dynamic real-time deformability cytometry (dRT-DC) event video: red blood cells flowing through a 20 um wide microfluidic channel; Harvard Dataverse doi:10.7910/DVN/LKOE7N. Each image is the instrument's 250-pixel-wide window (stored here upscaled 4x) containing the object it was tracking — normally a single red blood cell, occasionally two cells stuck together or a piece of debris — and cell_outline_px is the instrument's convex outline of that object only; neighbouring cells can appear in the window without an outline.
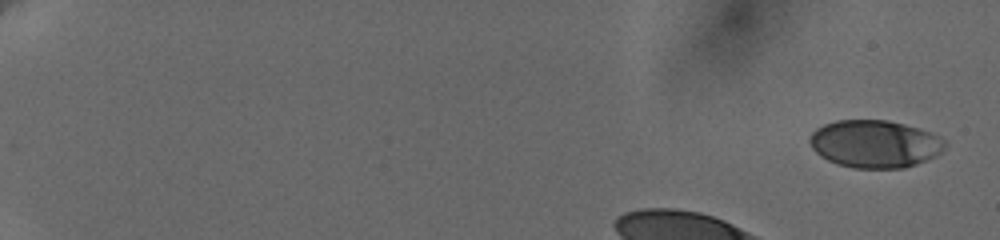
{"species": "human", "species_latin": "Homo sapiens", "temperature_condition": "cold", "stored_images_in_passage": 7, "segment_of_instrument_passage": [1, 2], "camera_frame_rate_fps": 3000, "um_per_image_px": 0.085, "donor": {"sex": "female"}, "frame": {"image": 1, "passage_image": 1, "time_ms": 0.0, "image_size_px": [1000, 240], "cell_outline_px": [[944, 152], [936, 156], [916, 164], [904, 168], [856, 168], [836, 164], [820, 156], [812, 148], [808, 140], [812, 132], [816, 128], [824, 124], [836, 120], [888, 120], [904, 124], [928, 132], [944, 140]], "centroid_in_image_um": [74.32, 12.23], "position_along_channel_um": 10.7, "area_um2": 37.45}}
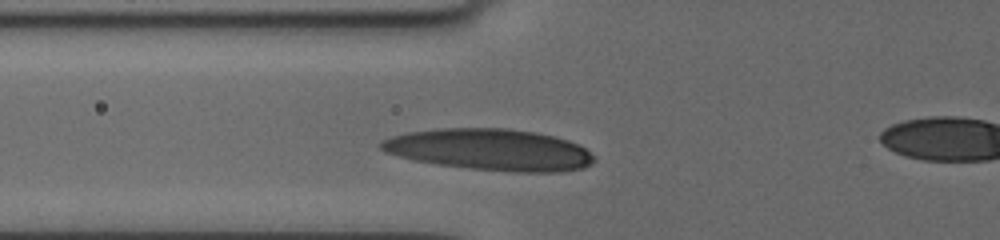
{"frame": {"image": 2, "passage_image": 6, "time_ms": 5.333, "image_size_px": [1000, 240], "cell_outline_px": [[596, 160], [592, 164], [584, 168], [560, 172], [512, 172], [468, 168], [436, 164], [416, 160], [384, 152], [380, 148], [380, 144], [384, 140], [392, 136], [408, 132], [440, 128], [504, 128], [536, 132], [556, 136], [580, 144]], "centroid_in_image_um": [41.69, 12.72], "position_along_channel_um": 84.1, "area_um2": 51.56}}